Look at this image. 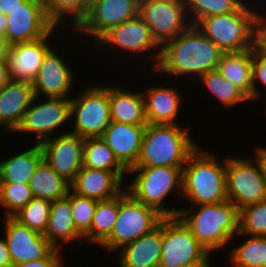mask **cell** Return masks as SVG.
<instances>
[{
    "mask_svg": "<svg viewBox=\"0 0 266 267\" xmlns=\"http://www.w3.org/2000/svg\"><path fill=\"white\" fill-rule=\"evenodd\" d=\"M139 0H99L74 29L96 44L107 32L138 15Z\"/></svg>",
    "mask_w": 266,
    "mask_h": 267,
    "instance_id": "obj_14",
    "label": "cell"
},
{
    "mask_svg": "<svg viewBox=\"0 0 266 267\" xmlns=\"http://www.w3.org/2000/svg\"><path fill=\"white\" fill-rule=\"evenodd\" d=\"M10 47L5 38L0 37V60H7Z\"/></svg>",
    "mask_w": 266,
    "mask_h": 267,
    "instance_id": "obj_46",
    "label": "cell"
},
{
    "mask_svg": "<svg viewBox=\"0 0 266 267\" xmlns=\"http://www.w3.org/2000/svg\"><path fill=\"white\" fill-rule=\"evenodd\" d=\"M83 143L84 138L66 129L40 143L43 160L71 183L83 167Z\"/></svg>",
    "mask_w": 266,
    "mask_h": 267,
    "instance_id": "obj_16",
    "label": "cell"
},
{
    "mask_svg": "<svg viewBox=\"0 0 266 267\" xmlns=\"http://www.w3.org/2000/svg\"><path fill=\"white\" fill-rule=\"evenodd\" d=\"M245 0H185L187 15L191 25L201 19L235 12Z\"/></svg>",
    "mask_w": 266,
    "mask_h": 267,
    "instance_id": "obj_35",
    "label": "cell"
},
{
    "mask_svg": "<svg viewBox=\"0 0 266 267\" xmlns=\"http://www.w3.org/2000/svg\"><path fill=\"white\" fill-rule=\"evenodd\" d=\"M44 236L58 249H63L64 244L84 240L77 231L73 221L70 206V190L66 197L57 199L51 203L49 222ZM63 244V245H62Z\"/></svg>",
    "mask_w": 266,
    "mask_h": 267,
    "instance_id": "obj_26",
    "label": "cell"
},
{
    "mask_svg": "<svg viewBox=\"0 0 266 267\" xmlns=\"http://www.w3.org/2000/svg\"><path fill=\"white\" fill-rule=\"evenodd\" d=\"M217 69L253 101V49L223 53Z\"/></svg>",
    "mask_w": 266,
    "mask_h": 267,
    "instance_id": "obj_27",
    "label": "cell"
},
{
    "mask_svg": "<svg viewBox=\"0 0 266 267\" xmlns=\"http://www.w3.org/2000/svg\"><path fill=\"white\" fill-rule=\"evenodd\" d=\"M190 127L179 124L147 123L141 151L133 167H184L198 147L191 139Z\"/></svg>",
    "mask_w": 266,
    "mask_h": 267,
    "instance_id": "obj_4",
    "label": "cell"
},
{
    "mask_svg": "<svg viewBox=\"0 0 266 267\" xmlns=\"http://www.w3.org/2000/svg\"><path fill=\"white\" fill-rule=\"evenodd\" d=\"M252 85H253V100L257 101L260 99L261 93L260 88L257 87L259 84L266 87V56L260 53L256 47L253 48V74H252ZM259 82V83H257ZM259 88V89H258ZM266 90V88H263Z\"/></svg>",
    "mask_w": 266,
    "mask_h": 267,
    "instance_id": "obj_40",
    "label": "cell"
},
{
    "mask_svg": "<svg viewBox=\"0 0 266 267\" xmlns=\"http://www.w3.org/2000/svg\"><path fill=\"white\" fill-rule=\"evenodd\" d=\"M220 161L198 146L183 167L182 199L189 200L191 205L227 201L226 159Z\"/></svg>",
    "mask_w": 266,
    "mask_h": 267,
    "instance_id": "obj_3",
    "label": "cell"
},
{
    "mask_svg": "<svg viewBox=\"0 0 266 267\" xmlns=\"http://www.w3.org/2000/svg\"><path fill=\"white\" fill-rule=\"evenodd\" d=\"M58 52L51 48L43 58L39 71L32 81L34 94L39 99H70L72 87L77 78L75 72ZM74 82V83H73ZM43 97V98H42Z\"/></svg>",
    "mask_w": 266,
    "mask_h": 267,
    "instance_id": "obj_17",
    "label": "cell"
},
{
    "mask_svg": "<svg viewBox=\"0 0 266 267\" xmlns=\"http://www.w3.org/2000/svg\"><path fill=\"white\" fill-rule=\"evenodd\" d=\"M34 97L29 81L10 80L0 88V128L14 133Z\"/></svg>",
    "mask_w": 266,
    "mask_h": 267,
    "instance_id": "obj_21",
    "label": "cell"
},
{
    "mask_svg": "<svg viewBox=\"0 0 266 267\" xmlns=\"http://www.w3.org/2000/svg\"><path fill=\"white\" fill-rule=\"evenodd\" d=\"M226 191L239 210L266 199V183L255 157L226 158Z\"/></svg>",
    "mask_w": 266,
    "mask_h": 267,
    "instance_id": "obj_9",
    "label": "cell"
},
{
    "mask_svg": "<svg viewBox=\"0 0 266 267\" xmlns=\"http://www.w3.org/2000/svg\"><path fill=\"white\" fill-rule=\"evenodd\" d=\"M236 236H246L248 239L228 251V263L233 267H266V237H249L240 232Z\"/></svg>",
    "mask_w": 266,
    "mask_h": 267,
    "instance_id": "obj_33",
    "label": "cell"
},
{
    "mask_svg": "<svg viewBox=\"0 0 266 267\" xmlns=\"http://www.w3.org/2000/svg\"><path fill=\"white\" fill-rule=\"evenodd\" d=\"M138 15L148 24L160 46L191 25L185 0H139Z\"/></svg>",
    "mask_w": 266,
    "mask_h": 267,
    "instance_id": "obj_11",
    "label": "cell"
},
{
    "mask_svg": "<svg viewBox=\"0 0 266 267\" xmlns=\"http://www.w3.org/2000/svg\"><path fill=\"white\" fill-rule=\"evenodd\" d=\"M239 232L266 237V199L239 210Z\"/></svg>",
    "mask_w": 266,
    "mask_h": 267,
    "instance_id": "obj_38",
    "label": "cell"
},
{
    "mask_svg": "<svg viewBox=\"0 0 266 267\" xmlns=\"http://www.w3.org/2000/svg\"><path fill=\"white\" fill-rule=\"evenodd\" d=\"M33 198L29 184L0 183V207L5 209L4 217H12Z\"/></svg>",
    "mask_w": 266,
    "mask_h": 267,
    "instance_id": "obj_37",
    "label": "cell"
},
{
    "mask_svg": "<svg viewBox=\"0 0 266 267\" xmlns=\"http://www.w3.org/2000/svg\"><path fill=\"white\" fill-rule=\"evenodd\" d=\"M145 128L146 125L112 121L101 136L127 170L133 167L139 158Z\"/></svg>",
    "mask_w": 266,
    "mask_h": 267,
    "instance_id": "obj_22",
    "label": "cell"
},
{
    "mask_svg": "<svg viewBox=\"0 0 266 267\" xmlns=\"http://www.w3.org/2000/svg\"><path fill=\"white\" fill-rule=\"evenodd\" d=\"M177 216L211 254L224 248L239 233V209L229 200L190 205L181 208Z\"/></svg>",
    "mask_w": 266,
    "mask_h": 267,
    "instance_id": "obj_2",
    "label": "cell"
},
{
    "mask_svg": "<svg viewBox=\"0 0 266 267\" xmlns=\"http://www.w3.org/2000/svg\"><path fill=\"white\" fill-rule=\"evenodd\" d=\"M12 262L9 255L5 238H0V267H11Z\"/></svg>",
    "mask_w": 266,
    "mask_h": 267,
    "instance_id": "obj_42",
    "label": "cell"
},
{
    "mask_svg": "<svg viewBox=\"0 0 266 267\" xmlns=\"http://www.w3.org/2000/svg\"><path fill=\"white\" fill-rule=\"evenodd\" d=\"M126 175L128 172H110L82 167L70 183V190L79 196L97 201L111 199L125 189L124 184H128L124 180Z\"/></svg>",
    "mask_w": 266,
    "mask_h": 267,
    "instance_id": "obj_20",
    "label": "cell"
},
{
    "mask_svg": "<svg viewBox=\"0 0 266 267\" xmlns=\"http://www.w3.org/2000/svg\"><path fill=\"white\" fill-rule=\"evenodd\" d=\"M26 0H3L2 14L7 16L14 8L22 5Z\"/></svg>",
    "mask_w": 266,
    "mask_h": 267,
    "instance_id": "obj_45",
    "label": "cell"
},
{
    "mask_svg": "<svg viewBox=\"0 0 266 267\" xmlns=\"http://www.w3.org/2000/svg\"><path fill=\"white\" fill-rule=\"evenodd\" d=\"M7 17L0 13V37L5 38Z\"/></svg>",
    "mask_w": 266,
    "mask_h": 267,
    "instance_id": "obj_48",
    "label": "cell"
},
{
    "mask_svg": "<svg viewBox=\"0 0 266 267\" xmlns=\"http://www.w3.org/2000/svg\"><path fill=\"white\" fill-rule=\"evenodd\" d=\"M254 150V157L258 160L263 173V179L266 183V147L256 146Z\"/></svg>",
    "mask_w": 266,
    "mask_h": 267,
    "instance_id": "obj_43",
    "label": "cell"
},
{
    "mask_svg": "<svg viewBox=\"0 0 266 267\" xmlns=\"http://www.w3.org/2000/svg\"><path fill=\"white\" fill-rule=\"evenodd\" d=\"M204 248L178 217H163V241L159 267H183L203 261Z\"/></svg>",
    "mask_w": 266,
    "mask_h": 267,
    "instance_id": "obj_10",
    "label": "cell"
},
{
    "mask_svg": "<svg viewBox=\"0 0 266 267\" xmlns=\"http://www.w3.org/2000/svg\"><path fill=\"white\" fill-rule=\"evenodd\" d=\"M97 1L99 0H85V4L88 6V7H91L94 3H96Z\"/></svg>",
    "mask_w": 266,
    "mask_h": 267,
    "instance_id": "obj_49",
    "label": "cell"
},
{
    "mask_svg": "<svg viewBox=\"0 0 266 267\" xmlns=\"http://www.w3.org/2000/svg\"><path fill=\"white\" fill-rule=\"evenodd\" d=\"M142 91L145 103L147 123L178 124L177 116L181 109L182 95L180 90L168 86H153Z\"/></svg>",
    "mask_w": 266,
    "mask_h": 267,
    "instance_id": "obj_24",
    "label": "cell"
},
{
    "mask_svg": "<svg viewBox=\"0 0 266 267\" xmlns=\"http://www.w3.org/2000/svg\"><path fill=\"white\" fill-rule=\"evenodd\" d=\"M109 101L111 121L130 124L147 125L145 103L142 92H133L123 86L109 84Z\"/></svg>",
    "mask_w": 266,
    "mask_h": 267,
    "instance_id": "obj_25",
    "label": "cell"
},
{
    "mask_svg": "<svg viewBox=\"0 0 266 267\" xmlns=\"http://www.w3.org/2000/svg\"><path fill=\"white\" fill-rule=\"evenodd\" d=\"M87 85L70 98V132L82 138L101 137L110 125L109 85ZM101 85V86H100Z\"/></svg>",
    "mask_w": 266,
    "mask_h": 267,
    "instance_id": "obj_8",
    "label": "cell"
},
{
    "mask_svg": "<svg viewBox=\"0 0 266 267\" xmlns=\"http://www.w3.org/2000/svg\"><path fill=\"white\" fill-rule=\"evenodd\" d=\"M6 17L5 40L10 45L41 39L55 27L47 17L42 0H26Z\"/></svg>",
    "mask_w": 266,
    "mask_h": 267,
    "instance_id": "obj_15",
    "label": "cell"
},
{
    "mask_svg": "<svg viewBox=\"0 0 266 267\" xmlns=\"http://www.w3.org/2000/svg\"><path fill=\"white\" fill-rule=\"evenodd\" d=\"M29 186L34 198L50 202L66 197L70 190V183L57 174L44 160L35 169Z\"/></svg>",
    "mask_w": 266,
    "mask_h": 267,
    "instance_id": "obj_29",
    "label": "cell"
},
{
    "mask_svg": "<svg viewBox=\"0 0 266 267\" xmlns=\"http://www.w3.org/2000/svg\"><path fill=\"white\" fill-rule=\"evenodd\" d=\"M11 80L7 60H0V88Z\"/></svg>",
    "mask_w": 266,
    "mask_h": 267,
    "instance_id": "obj_44",
    "label": "cell"
},
{
    "mask_svg": "<svg viewBox=\"0 0 266 267\" xmlns=\"http://www.w3.org/2000/svg\"><path fill=\"white\" fill-rule=\"evenodd\" d=\"M43 160L40 144L0 161V183L29 184L31 176Z\"/></svg>",
    "mask_w": 266,
    "mask_h": 267,
    "instance_id": "obj_28",
    "label": "cell"
},
{
    "mask_svg": "<svg viewBox=\"0 0 266 267\" xmlns=\"http://www.w3.org/2000/svg\"><path fill=\"white\" fill-rule=\"evenodd\" d=\"M63 250L54 248L45 258L24 263L13 264L11 267H64Z\"/></svg>",
    "mask_w": 266,
    "mask_h": 267,
    "instance_id": "obj_41",
    "label": "cell"
},
{
    "mask_svg": "<svg viewBox=\"0 0 266 267\" xmlns=\"http://www.w3.org/2000/svg\"><path fill=\"white\" fill-rule=\"evenodd\" d=\"M223 53L196 25H190L161 46L160 58L153 72L176 79L185 75L198 79L204 73L218 68Z\"/></svg>",
    "mask_w": 266,
    "mask_h": 267,
    "instance_id": "obj_1",
    "label": "cell"
},
{
    "mask_svg": "<svg viewBox=\"0 0 266 267\" xmlns=\"http://www.w3.org/2000/svg\"><path fill=\"white\" fill-rule=\"evenodd\" d=\"M200 80L206 90L210 92L224 108L235 107L245 101H251L250 98L235 84L224 79L218 69L208 71L200 76Z\"/></svg>",
    "mask_w": 266,
    "mask_h": 267,
    "instance_id": "obj_32",
    "label": "cell"
},
{
    "mask_svg": "<svg viewBox=\"0 0 266 267\" xmlns=\"http://www.w3.org/2000/svg\"><path fill=\"white\" fill-rule=\"evenodd\" d=\"M3 222L12 265L45 258L55 248L44 235L21 225L13 217H5Z\"/></svg>",
    "mask_w": 266,
    "mask_h": 267,
    "instance_id": "obj_18",
    "label": "cell"
},
{
    "mask_svg": "<svg viewBox=\"0 0 266 267\" xmlns=\"http://www.w3.org/2000/svg\"><path fill=\"white\" fill-rule=\"evenodd\" d=\"M37 99L40 100L35 96L14 132L30 133V136L34 134V143L40 144L56 136V131L63 128V125L71 123L70 99L45 97L39 103Z\"/></svg>",
    "mask_w": 266,
    "mask_h": 267,
    "instance_id": "obj_12",
    "label": "cell"
},
{
    "mask_svg": "<svg viewBox=\"0 0 266 267\" xmlns=\"http://www.w3.org/2000/svg\"><path fill=\"white\" fill-rule=\"evenodd\" d=\"M99 45L109 46L112 50L117 48L123 53L129 52V55L132 53L141 56L149 53L146 59L150 58L151 62L153 60L152 71L156 68L161 54V46L153 38L148 24L139 15L111 29L95 44L94 48L96 46L99 48Z\"/></svg>",
    "mask_w": 266,
    "mask_h": 267,
    "instance_id": "obj_13",
    "label": "cell"
},
{
    "mask_svg": "<svg viewBox=\"0 0 266 267\" xmlns=\"http://www.w3.org/2000/svg\"><path fill=\"white\" fill-rule=\"evenodd\" d=\"M118 216V195L97 202L90 230L83 236L86 243L100 246L109 238Z\"/></svg>",
    "mask_w": 266,
    "mask_h": 267,
    "instance_id": "obj_30",
    "label": "cell"
},
{
    "mask_svg": "<svg viewBox=\"0 0 266 267\" xmlns=\"http://www.w3.org/2000/svg\"><path fill=\"white\" fill-rule=\"evenodd\" d=\"M56 29L59 27L55 26L41 39L11 45L7 57L11 80L32 82L35 79L44 56L52 48L49 37L55 35Z\"/></svg>",
    "mask_w": 266,
    "mask_h": 267,
    "instance_id": "obj_19",
    "label": "cell"
},
{
    "mask_svg": "<svg viewBox=\"0 0 266 267\" xmlns=\"http://www.w3.org/2000/svg\"><path fill=\"white\" fill-rule=\"evenodd\" d=\"M128 174H133L134 178L128 186L125 185L126 190L135 199L163 217L178 215L180 209L166 207L165 204L173 191L182 196L183 167H131Z\"/></svg>",
    "mask_w": 266,
    "mask_h": 267,
    "instance_id": "obj_6",
    "label": "cell"
},
{
    "mask_svg": "<svg viewBox=\"0 0 266 267\" xmlns=\"http://www.w3.org/2000/svg\"><path fill=\"white\" fill-rule=\"evenodd\" d=\"M97 200L79 196L70 190V206L77 231L84 236L91 227Z\"/></svg>",
    "mask_w": 266,
    "mask_h": 267,
    "instance_id": "obj_39",
    "label": "cell"
},
{
    "mask_svg": "<svg viewBox=\"0 0 266 267\" xmlns=\"http://www.w3.org/2000/svg\"><path fill=\"white\" fill-rule=\"evenodd\" d=\"M51 203L41 198H33L12 217L21 225L44 235L48 227Z\"/></svg>",
    "mask_w": 266,
    "mask_h": 267,
    "instance_id": "obj_36",
    "label": "cell"
},
{
    "mask_svg": "<svg viewBox=\"0 0 266 267\" xmlns=\"http://www.w3.org/2000/svg\"><path fill=\"white\" fill-rule=\"evenodd\" d=\"M211 253L203 260L192 265H186L183 267H211Z\"/></svg>",
    "mask_w": 266,
    "mask_h": 267,
    "instance_id": "obj_47",
    "label": "cell"
},
{
    "mask_svg": "<svg viewBox=\"0 0 266 267\" xmlns=\"http://www.w3.org/2000/svg\"><path fill=\"white\" fill-rule=\"evenodd\" d=\"M163 241V218L150 233L125 245L116 256L120 267H159Z\"/></svg>",
    "mask_w": 266,
    "mask_h": 267,
    "instance_id": "obj_23",
    "label": "cell"
},
{
    "mask_svg": "<svg viewBox=\"0 0 266 267\" xmlns=\"http://www.w3.org/2000/svg\"><path fill=\"white\" fill-rule=\"evenodd\" d=\"M2 3H3V0H0V13L2 14Z\"/></svg>",
    "mask_w": 266,
    "mask_h": 267,
    "instance_id": "obj_50",
    "label": "cell"
},
{
    "mask_svg": "<svg viewBox=\"0 0 266 267\" xmlns=\"http://www.w3.org/2000/svg\"><path fill=\"white\" fill-rule=\"evenodd\" d=\"M163 218L155 209L135 199L126 189L118 195V216L109 238L100 246L115 253L150 233Z\"/></svg>",
    "mask_w": 266,
    "mask_h": 267,
    "instance_id": "obj_7",
    "label": "cell"
},
{
    "mask_svg": "<svg viewBox=\"0 0 266 267\" xmlns=\"http://www.w3.org/2000/svg\"><path fill=\"white\" fill-rule=\"evenodd\" d=\"M45 6L47 17L55 26L60 27L61 23L69 18L70 27L74 29L86 17L89 10L85 0H48Z\"/></svg>",
    "mask_w": 266,
    "mask_h": 267,
    "instance_id": "obj_34",
    "label": "cell"
},
{
    "mask_svg": "<svg viewBox=\"0 0 266 267\" xmlns=\"http://www.w3.org/2000/svg\"><path fill=\"white\" fill-rule=\"evenodd\" d=\"M247 4L245 1L235 12L203 18L196 26L224 53L253 49L258 11Z\"/></svg>",
    "mask_w": 266,
    "mask_h": 267,
    "instance_id": "obj_5",
    "label": "cell"
},
{
    "mask_svg": "<svg viewBox=\"0 0 266 267\" xmlns=\"http://www.w3.org/2000/svg\"><path fill=\"white\" fill-rule=\"evenodd\" d=\"M83 167L110 172H128L101 137L84 138Z\"/></svg>",
    "mask_w": 266,
    "mask_h": 267,
    "instance_id": "obj_31",
    "label": "cell"
}]
</instances>
